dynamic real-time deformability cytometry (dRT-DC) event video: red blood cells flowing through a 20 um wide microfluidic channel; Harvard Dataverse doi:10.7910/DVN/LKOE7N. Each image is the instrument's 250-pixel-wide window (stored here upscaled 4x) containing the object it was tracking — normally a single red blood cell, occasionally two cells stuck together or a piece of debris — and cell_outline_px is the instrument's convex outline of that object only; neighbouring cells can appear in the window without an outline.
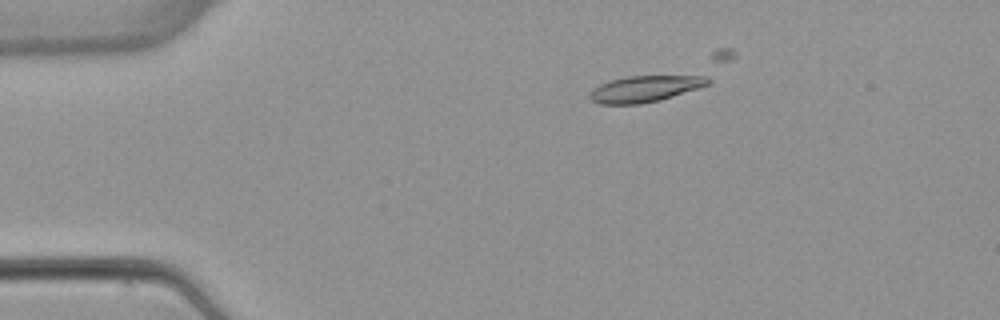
{"species": "common noctule bat (a hibernating species)", "species_latin": "Nyctalus noctula", "temperature_condition": "warm", "stored_images_in_passage": 3, "camera_frame_rate_fps": 3000, "um_per_image_px": 0.085, "animal": {"sex": "female", "body_mass_g": 22.7, "forearm_length_mm": 54.2}, "frame": {"image": 1, "passage_image": 2, "time_ms": 1.667, "image_size_px": [1000, 320], "cell_outline_px": [[712, 80], [708, 84], [700, 88], [660, 100], [640, 104], [600, 104], [592, 100], [588, 96], [588, 92], [592, 88], [608, 80], [624, 76], [704, 76]], "centroid_in_image_um": [54.77, 7.55], "position_along_channel_um": 30.2, "area_um2": 18.26}}